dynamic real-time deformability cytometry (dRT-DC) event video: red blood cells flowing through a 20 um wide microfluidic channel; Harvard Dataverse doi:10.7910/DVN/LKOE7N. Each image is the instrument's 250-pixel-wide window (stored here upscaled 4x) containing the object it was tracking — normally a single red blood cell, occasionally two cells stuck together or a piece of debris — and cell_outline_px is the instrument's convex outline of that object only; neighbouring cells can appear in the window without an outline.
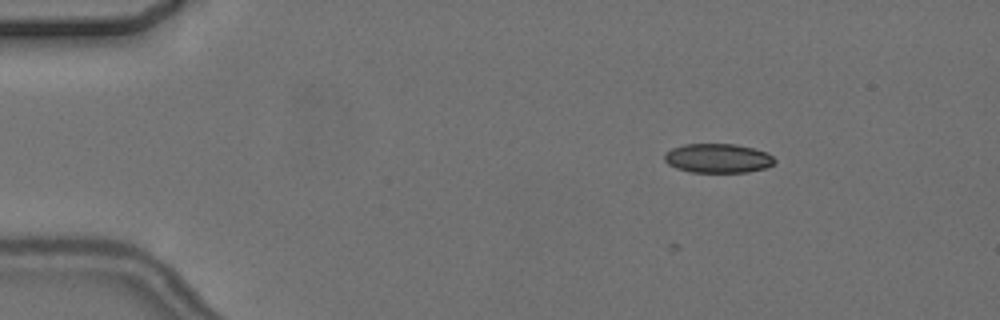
{"species": "common noctule bat (a hibernating species)", "species_latin": "Nyctalus noctula", "temperature_condition": "cold", "stored_images_in_passage": 6, "camera_frame_rate_fps": 3000, "um_per_image_px": 0.085, "animal": {"sex": "female", "body_mass_g": 24.6, "forearm_length_mm": 56.2}, "frame": {"image": 1, "passage_image": 2, "time_ms": 2.0, "image_size_px": [1000, 320], "cell_outline_px": [[776, 160], [772, 164], [764, 168], [748, 172], [692, 172], [676, 168], [668, 164], [664, 160], [664, 152], [672, 148], [684, 144], [736, 144], [768, 152]], "centroid_in_image_um": [61.0, 13.44], "position_along_channel_um": 24.0, "area_um2": 18.79}}
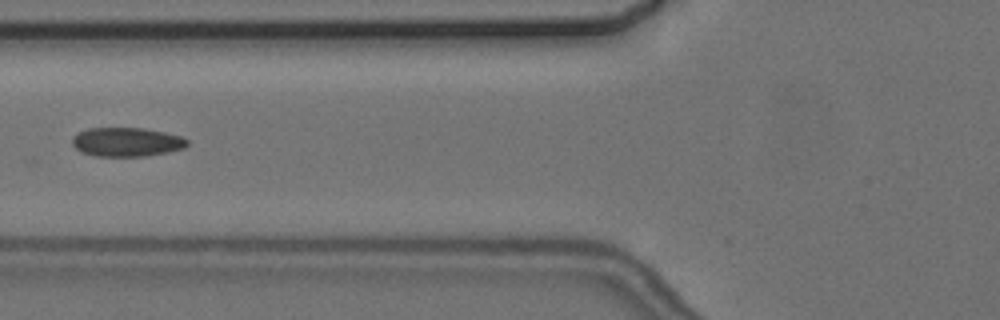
{"frame": {"image": 2, "passage_image": 6, "time_ms": 6.667, "image_size_px": [1000, 320], "cell_outline_px": [[188, 144], [184, 148], [168, 152], [144, 156], [96, 156], [80, 152], [72, 144], [72, 136], [88, 128], [144, 128], [164, 132], [180, 136], [188, 140]], "centroid_in_image_um": [10.75, 12.07], "position_along_channel_um": 115.0, "area_um2": 19.42}}